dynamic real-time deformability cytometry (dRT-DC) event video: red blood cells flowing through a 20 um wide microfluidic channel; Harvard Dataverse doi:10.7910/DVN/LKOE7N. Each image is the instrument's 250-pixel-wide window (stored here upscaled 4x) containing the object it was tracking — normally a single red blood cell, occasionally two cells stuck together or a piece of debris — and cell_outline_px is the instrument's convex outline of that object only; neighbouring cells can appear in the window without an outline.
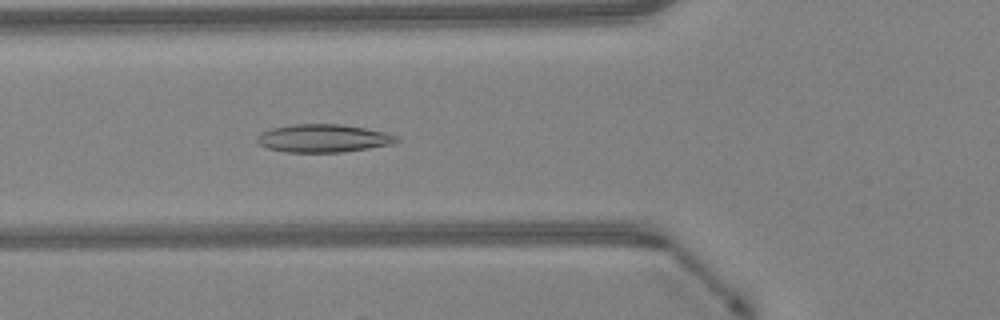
{"species": "Egyptian fruit bat (a non-hibernating species)", "species_latin": "Rousettus aegyptiacus", "temperature_condition": "warm", "stored_images_in_passage": 31, "camera_frame_rate_fps": 3000, "um_per_image_px": 0.085, "animal": {"sex": "female"}, "frame": {"image": 1, "passage_image": 9, "time_ms": 2.667, "image_size_px": [1000, 320], "cell_outline_px": [[400, 140], [392, 144], [368, 148], [340, 152], [284, 152], [268, 148], [260, 144], [256, 140], [256, 136], [260, 132], [272, 128], [292, 124], [340, 124], [364, 128], [384, 132], [396, 136]], "centroid_in_image_um": [27.44, 11.75], "position_along_channel_um": 98.4, "area_um2": 22.66}}
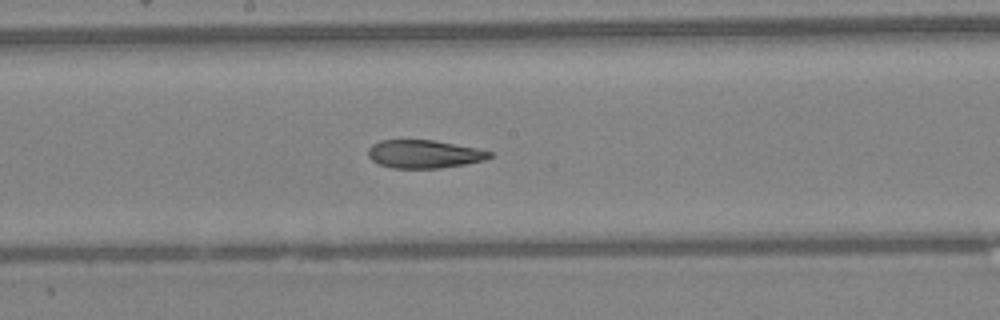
{"frame": {"image": 2, "passage_image": 17, "time_ms": 5.333, "image_size_px": [1000, 320], "cell_outline_px": [[492, 156], [484, 160], [464, 164], [440, 168], [392, 168], [380, 164], [372, 160], [368, 156], [368, 148], [372, 144], [380, 140], [432, 140], [476, 148], [492, 152]], "centroid_in_image_um": [36.02, 13.09], "position_along_channel_um": 212.2, "area_um2": 19.77}}
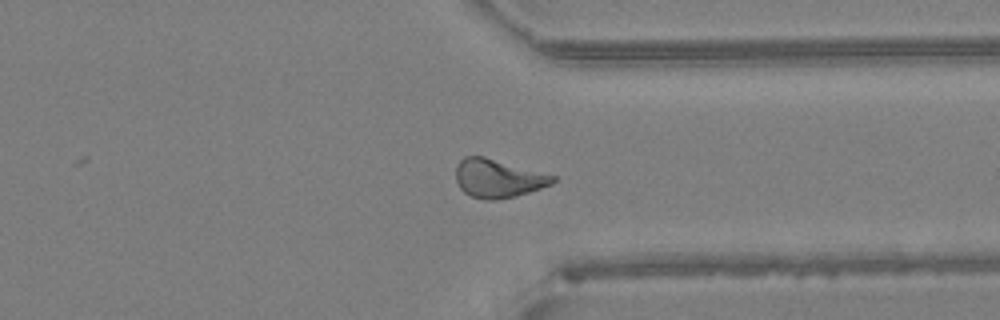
{"frame": {"image": 3, "passage_image": 28, "time_ms": 9.0, "image_size_px": [1000, 320], "cell_outline_px": [[556, 180], [552, 184], [516, 196], [496, 200], [484, 200], [472, 196], [464, 192], [460, 188], [456, 180], [456, 164], [464, 156], [484, 156], [556, 176]], "centroid_in_image_um": [42.31, 15.16], "position_along_channel_um": 369.1, "area_um2": 21.68}, "authors_computed_cell_mechanics": {"area_um2": 21.2126, "velocity_mm_per_s": 4.2835, "shape_relaxation_time_tau1_ms": 8.7756, "shape_relaxation_time_tau2_ms": 3.246, "deformation_change_tau1": 0.2071, "deformation_change_tau2": 0.1036}}